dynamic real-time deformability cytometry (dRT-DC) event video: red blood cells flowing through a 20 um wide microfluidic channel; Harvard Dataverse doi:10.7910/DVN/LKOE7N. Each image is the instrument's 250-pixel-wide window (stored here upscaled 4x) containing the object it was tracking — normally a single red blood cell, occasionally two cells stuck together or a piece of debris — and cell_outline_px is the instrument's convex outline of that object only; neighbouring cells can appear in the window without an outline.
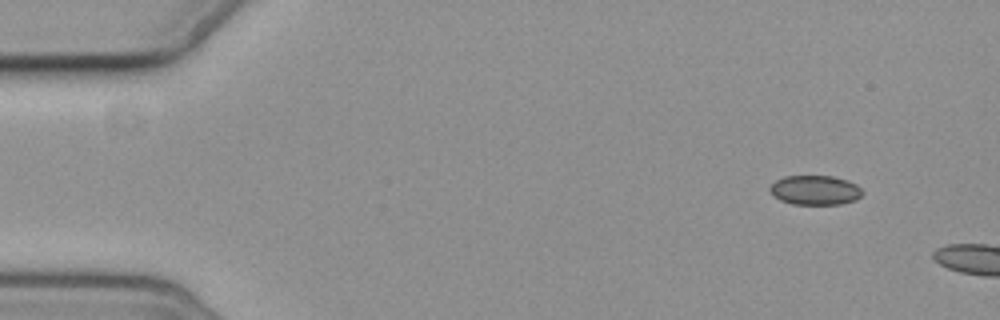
{"species": "common noctule bat (a hibernating species)", "species_latin": "Nyctalus noctula", "temperature_condition": "cold", "stored_images_in_passage": 3, "camera_frame_rate_fps": 3000, "um_per_image_px": 0.085, "animal": {"sex": "female", "body_mass_g": 19.3, "forearm_length_mm": 54.1}, "frame": {"image": 1, "passage_image": 1, "time_ms": 0.0, "image_size_px": [1000, 320], "cell_outline_px": [[864, 192], [856, 200], [840, 204], [792, 204], [780, 200], [768, 188], [776, 180], [784, 176], [832, 176], [848, 180], [856, 184]], "centroid_in_image_um": [69.3, 16.16], "position_along_channel_um": 15.7, "area_um2": 15.84}}